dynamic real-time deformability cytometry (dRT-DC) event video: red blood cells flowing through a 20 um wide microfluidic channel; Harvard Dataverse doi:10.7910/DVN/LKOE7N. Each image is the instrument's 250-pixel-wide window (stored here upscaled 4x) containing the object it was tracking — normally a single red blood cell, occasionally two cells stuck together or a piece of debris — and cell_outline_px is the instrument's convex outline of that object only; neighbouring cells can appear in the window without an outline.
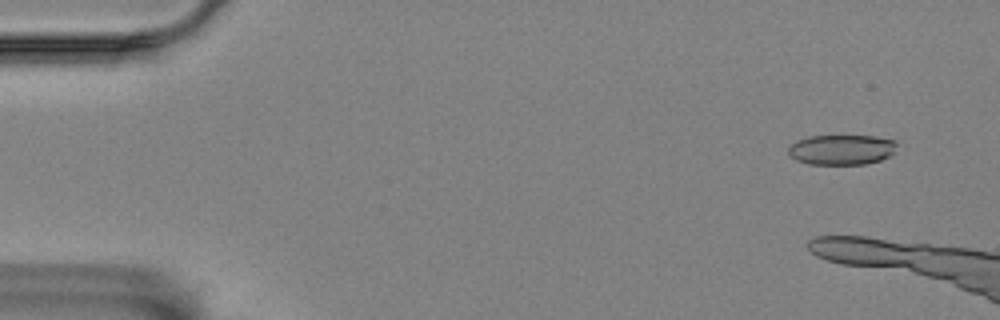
{"species": "Egyptian fruit bat (a non-hibernating species)", "species_latin": "Rousettus aegyptiacus", "temperature_condition": "room temperature", "stored_images_in_passage": 11, "segment_of_instrument_passage": [2, 2], "camera_frame_rate_fps": 3000, "um_per_image_px": 0.085, "animal": {"sex": "female"}, "frame": {"image": 1, "passage_image": 11, "time_ms": 3.333, "image_size_px": [1000, 320], "cell_outline_px": [[896, 152], [892, 156], [880, 160], [864, 164], [808, 164], [796, 160], [788, 152], [788, 144], [796, 140], [808, 136], [876, 136], [896, 140]], "centroid_in_image_um": [71.55, 12.71], "position_along_channel_um": 13.4, "area_um2": 19.36}}